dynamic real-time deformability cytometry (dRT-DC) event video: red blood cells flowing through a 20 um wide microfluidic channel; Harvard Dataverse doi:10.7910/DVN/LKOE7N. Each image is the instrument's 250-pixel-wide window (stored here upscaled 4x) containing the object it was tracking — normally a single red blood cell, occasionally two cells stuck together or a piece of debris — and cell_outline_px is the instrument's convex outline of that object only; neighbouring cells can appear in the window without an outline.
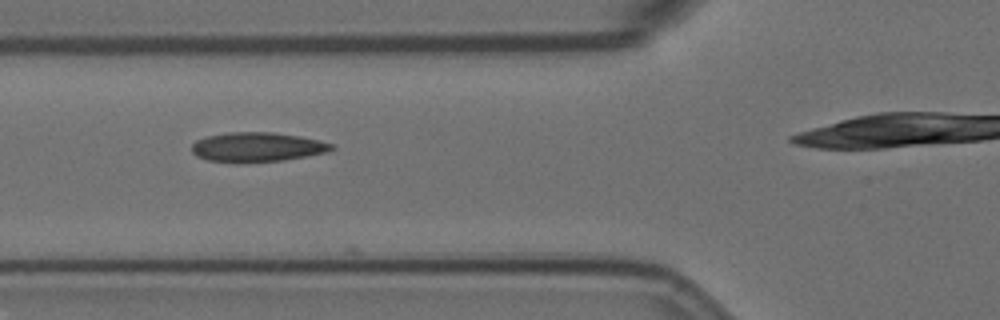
{"species": "Egyptian fruit bat (a non-hibernating species)", "species_latin": "Rousettus aegyptiacus", "temperature_condition": "room temperature", "stored_images_in_passage": 9, "camera_frame_rate_fps": 3000, "um_per_image_px": 0.085, "animal": {"sex": "female"}, "frame": {"image": 1, "passage_image": 4, "time_ms": 1.0, "image_size_px": [1000, 320], "cell_outline_px": [[336, 148], [328, 152], [284, 160], [236, 164], [208, 160], [196, 156], [192, 152], [192, 144], [196, 140], [208, 136], [228, 132], [272, 132], [300, 136], [332, 144]], "centroid_in_image_um": [21.83, 12.52], "position_along_channel_um": 104.0, "area_um2": 24.28}}
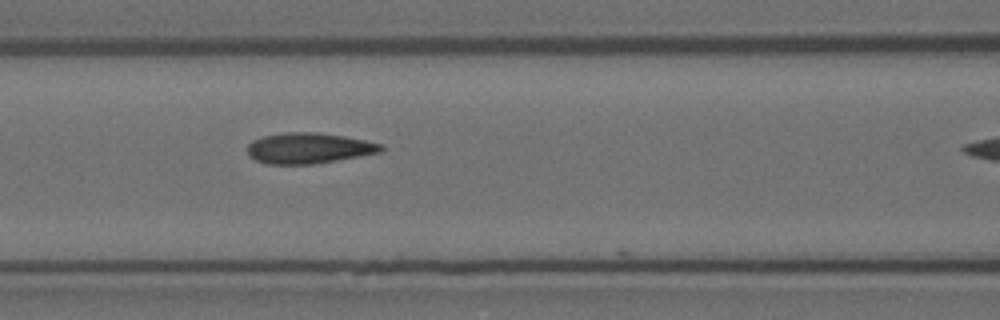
{"frame": {"image": 2, "passage_image": 7, "time_ms": 2.0, "image_size_px": [1000, 320], "cell_outline_px": [[384, 148], [380, 152], [336, 160], [312, 164], [268, 164], [256, 160], [248, 152], [248, 144], [252, 140], [264, 136], [288, 132], [316, 132], [344, 136], [384, 144]], "centroid_in_image_um": [26.25, 12.59], "position_along_channel_um": 140.3, "area_um2": 23.64}}